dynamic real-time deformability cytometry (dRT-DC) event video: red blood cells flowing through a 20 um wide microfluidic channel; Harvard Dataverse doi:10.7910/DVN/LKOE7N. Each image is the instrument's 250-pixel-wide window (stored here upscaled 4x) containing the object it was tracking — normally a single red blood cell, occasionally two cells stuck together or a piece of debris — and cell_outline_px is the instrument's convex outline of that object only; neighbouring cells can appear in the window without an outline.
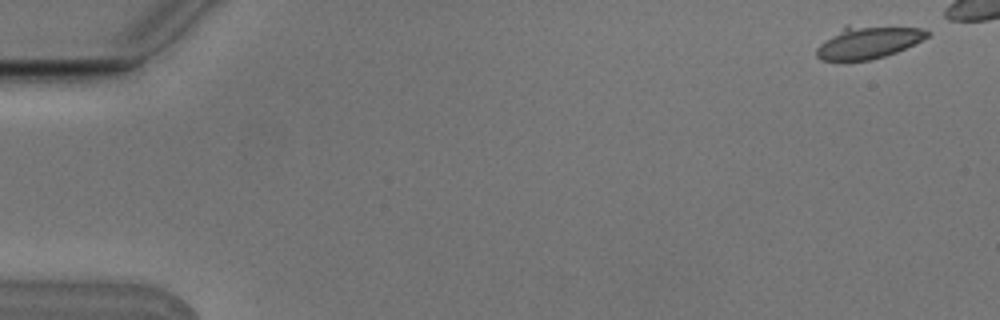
{"species": "Egyptian fruit bat (a non-hibernating species)", "species_latin": "Rousettus aegyptiacus", "temperature_condition": "cold", "stored_images_in_passage": 4, "camera_frame_rate_fps": 3000, "um_per_image_px": 0.085, "animal": {"sex": "male"}, "frame": {"image": 1, "passage_image": 1, "time_ms": 0.0, "image_size_px": [1000, 320], "cell_outline_px": [[928, 36], [896, 52], [884, 56], [868, 60], [844, 64], [820, 60], [816, 56], [816, 48], [820, 44], [844, 24], [848, 24], [920, 28], [928, 32]], "centroid_in_image_um": [73.66, 3.62], "position_along_channel_um": 11.3, "area_um2": 21.56}}